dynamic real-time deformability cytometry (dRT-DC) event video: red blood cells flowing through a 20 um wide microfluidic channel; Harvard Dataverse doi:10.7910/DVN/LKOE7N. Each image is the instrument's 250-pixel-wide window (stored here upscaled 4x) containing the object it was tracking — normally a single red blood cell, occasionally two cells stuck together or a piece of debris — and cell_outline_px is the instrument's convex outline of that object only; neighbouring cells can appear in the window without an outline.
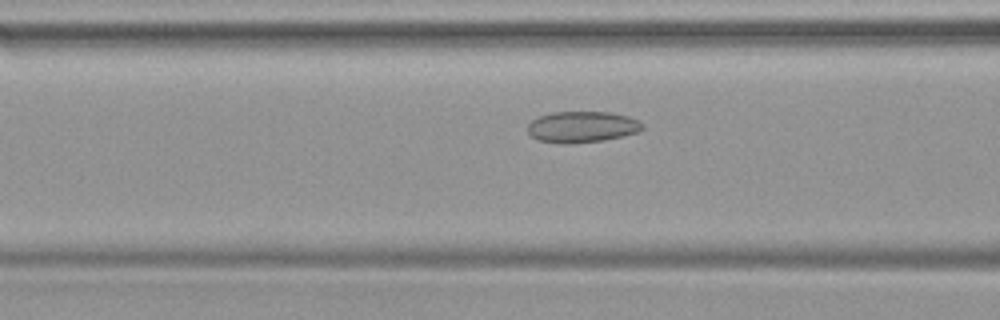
{"species": "common noctule bat (a hibernating species)", "species_latin": "Nyctalus noctula", "temperature_condition": "warm", "stored_images_in_passage": 12, "camera_frame_rate_fps": 3000, "um_per_image_px": 0.085, "animal": {"sex": "female", "body_mass_g": 19.9}, "frame": {"image": 1, "passage_image": 10, "time_ms": 3.0, "image_size_px": [1000, 320], "cell_outline_px": [[644, 128], [636, 132], [604, 140], [572, 144], [564, 144], [540, 140], [532, 136], [528, 132], [528, 124], [532, 120], [540, 116], [552, 112], [608, 112], [628, 116], [640, 120], [644, 124]], "centroid_in_image_um": [49.49, 10.78], "position_along_channel_um": 117.1, "area_um2": 20.81}}